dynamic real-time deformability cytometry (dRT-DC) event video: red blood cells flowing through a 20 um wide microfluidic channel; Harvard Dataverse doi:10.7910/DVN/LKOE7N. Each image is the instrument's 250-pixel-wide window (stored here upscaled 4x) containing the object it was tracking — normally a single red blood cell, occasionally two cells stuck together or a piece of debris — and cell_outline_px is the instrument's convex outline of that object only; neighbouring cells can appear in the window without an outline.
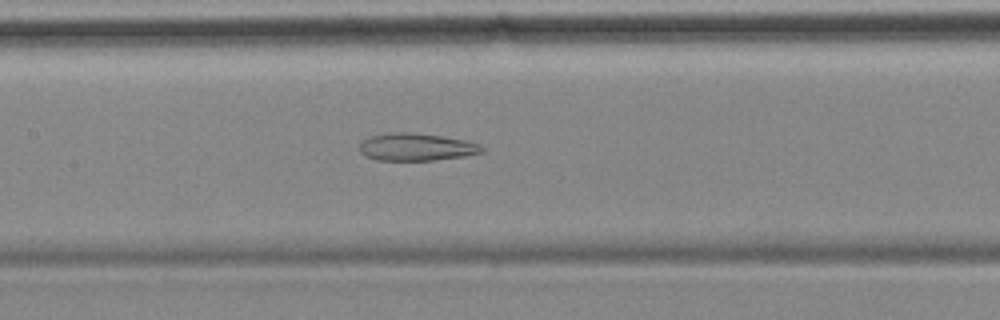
{"species": "common noctule bat (a hibernating species)", "species_latin": "Nyctalus noctula", "temperature_condition": "cold", "stored_images_in_passage": 42, "camera_frame_rate_fps": 3000, "um_per_image_px": 0.085, "animal": {"sex": "female", "body_mass_g": 18.4}, "frame": {"image": 1, "passage_image": 11, "time_ms": 3.333, "image_size_px": [1000, 320], "cell_outline_px": [[484, 152], [464, 156], [432, 160], [376, 160], [364, 156], [360, 152], [360, 144], [368, 136], [384, 132], [412, 132], [440, 136], [464, 140], [480, 144], [484, 148]], "centroid_in_image_um": [35.35, 12.49], "position_along_channel_um": 172.1, "area_um2": 19.71}}
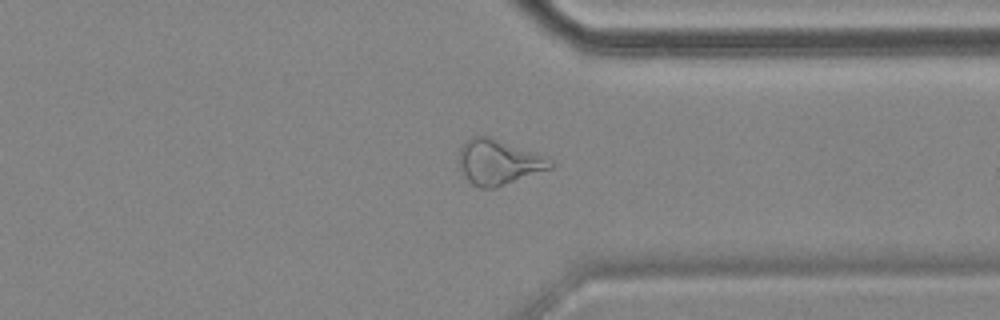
{"frame": {"image": 2, "passage_image": 28, "time_ms": 9.0, "image_size_px": [1000, 320], "cell_outline_px": [[552, 168], [496, 188], [480, 188], [472, 184], [468, 180], [456, 164], [460, 148], [472, 136], [492, 136], [536, 152], [552, 160]], "centroid_in_image_um": [42.35, 13.77], "position_along_channel_um": 369.0, "area_um2": 24.39}}
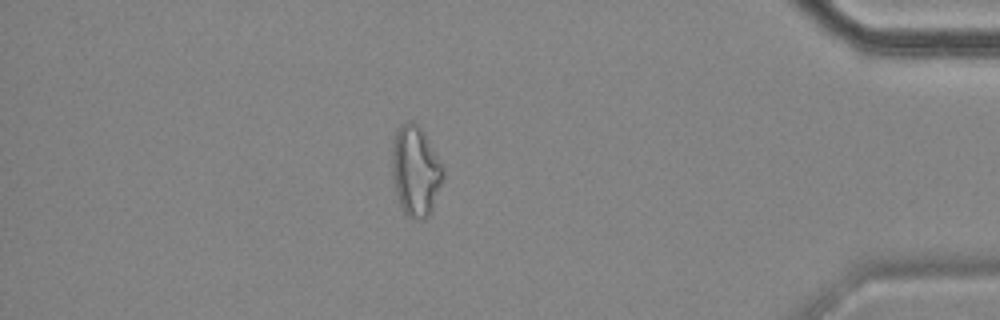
{"frame": {"image": 3, "passage_image": 34, "time_ms": 11.0, "image_size_px": [1000, 320], "cell_outline_px": [[444, 180], [432, 208], [428, 216], [424, 220], [408, 216], [404, 212], [400, 204], [396, 192], [392, 176], [392, 140], [400, 124], [408, 120], [412, 120], [424, 132], [440, 160], [444, 168]], "centroid_in_image_um": [35.33, 14.5], "position_along_channel_um": 399.9, "area_um2": 26.99}, "authors_computed_cell_mechanics": {"area_um2": 22.5131, "velocity_mm_per_s": 3.5082, "shape_relaxation_time_tau1_ms": null, "shape_relaxation_time_tau2_ms": 5.0655, "deformation_change_tau1": null, "deformation_change_tau2": 0.1644}}